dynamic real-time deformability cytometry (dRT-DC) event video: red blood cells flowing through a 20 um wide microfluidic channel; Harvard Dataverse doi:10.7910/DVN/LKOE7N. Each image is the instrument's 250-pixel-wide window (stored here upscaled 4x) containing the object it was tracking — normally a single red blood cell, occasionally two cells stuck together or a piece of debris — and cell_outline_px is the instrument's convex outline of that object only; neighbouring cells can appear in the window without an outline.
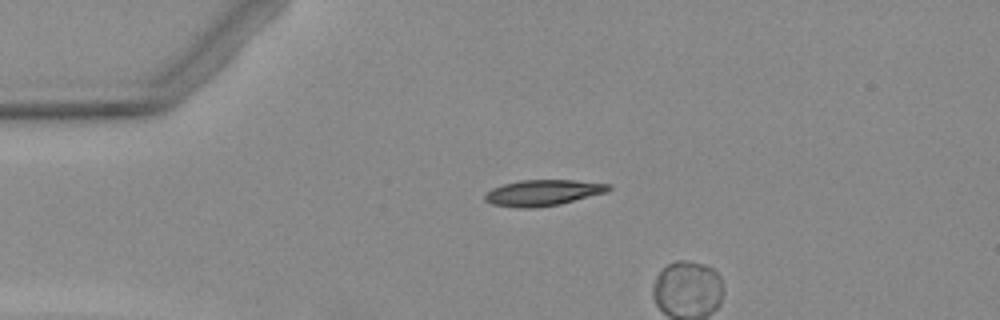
{"species": "Egyptian fruit bat (a non-hibernating species)", "species_latin": "Rousettus aegyptiacus", "temperature_condition": "warm", "stored_images_in_passage": 3, "camera_frame_rate_fps": 3000, "um_per_image_px": 0.085, "animal": {"sex": "female"}, "frame": {"image": 1, "passage_image": 1, "time_ms": 0.0, "image_size_px": [1000, 320], "cell_outline_px": [[612, 188], [604, 192], [560, 204], [536, 208], [516, 208], [492, 204], [484, 200], [484, 196], [492, 188], [504, 184], [520, 180], [572, 180], [612, 184]], "centroid_in_image_um": [46.12, 16.38], "position_along_channel_um": 38.9, "area_um2": 18.61}}